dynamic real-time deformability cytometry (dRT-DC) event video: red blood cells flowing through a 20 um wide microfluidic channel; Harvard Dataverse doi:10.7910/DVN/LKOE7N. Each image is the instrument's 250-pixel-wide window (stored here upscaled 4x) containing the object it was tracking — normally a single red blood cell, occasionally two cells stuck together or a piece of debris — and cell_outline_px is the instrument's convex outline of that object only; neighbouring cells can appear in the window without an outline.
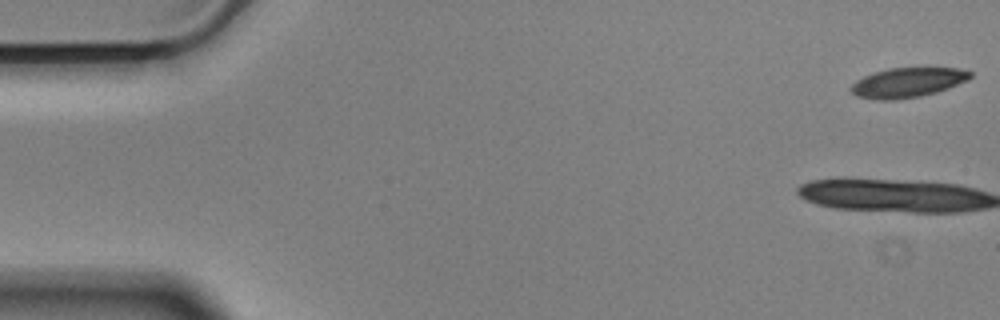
{"species": "Egyptian fruit bat (a non-hibernating species)", "species_latin": "Rousettus aegyptiacus", "temperature_condition": "cold", "stored_images_in_passage": 13, "camera_frame_rate_fps": 3000, "um_per_image_px": 0.085, "animal": {"sex": "male"}, "frame": {"image": 1, "passage_image": 1, "time_ms": 0.0, "image_size_px": [1000, 320], "cell_outline_px": [[972, 76], [968, 80], [948, 88], [936, 92], [920, 96], [896, 100], [876, 100], [856, 96], [848, 88], [856, 80], [864, 76], [888, 68], [956, 68], [972, 72]], "centroid_in_image_um": [77.12, 7.02], "position_along_channel_um": 7.9, "area_um2": 20.63}}